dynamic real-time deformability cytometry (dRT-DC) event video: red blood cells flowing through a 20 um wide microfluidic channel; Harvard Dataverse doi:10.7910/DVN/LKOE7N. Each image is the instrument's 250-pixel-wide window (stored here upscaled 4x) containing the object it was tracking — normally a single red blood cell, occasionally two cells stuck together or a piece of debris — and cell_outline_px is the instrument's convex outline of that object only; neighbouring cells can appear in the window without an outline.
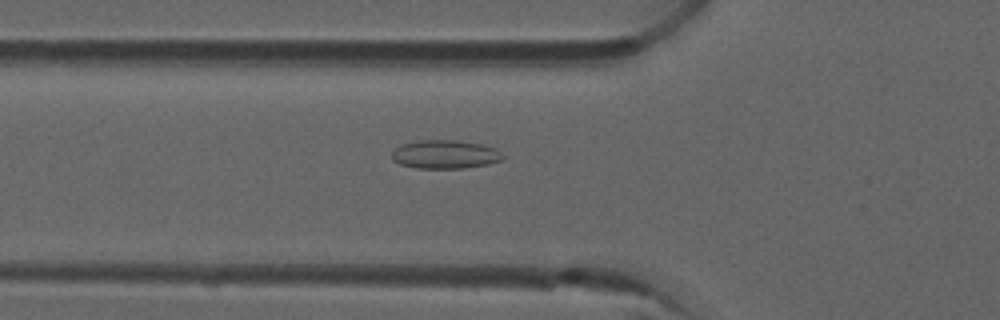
{"species": "common noctule bat (a hibernating species)", "species_latin": "Nyctalus noctula", "temperature_condition": "room temperature", "stored_images_in_passage": 45, "camera_frame_rate_fps": 3000, "um_per_image_px": 0.085, "animal": {"sex": "male", "forearm_length_mm": 52.5}, "frame": {"image": 1, "passage_image": 11, "time_ms": 3.333, "image_size_px": [1000, 320], "cell_outline_px": [[504, 156], [500, 160], [488, 164], [464, 168], [416, 168], [400, 164], [392, 160], [392, 152], [400, 144], [420, 140], [456, 140], [484, 144], [496, 148]], "centroid_in_image_um": [37.82, 13.11], "position_along_channel_um": 88.0, "area_um2": 18.55}}
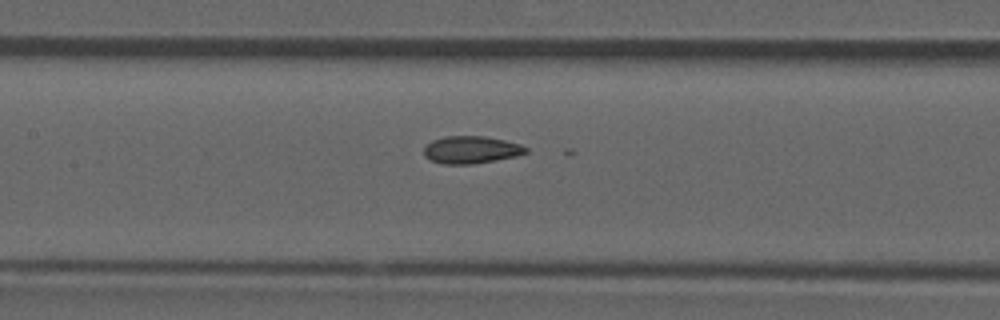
{"frame": {"image": 2, "passage_image": 17, "time_ms": 5.333, "image_size_px": [1000, 320], "cell_outline_px": [[528, 152], [516, 156], [496, 160], [472, 164], [444, 164], [432, 160], [424, 156], [424, 148], [432, 140], [444, 136], [484, 136], [504, 140], [520, 144], [528, 148]], "centroid_in_image_um": [40.05, 12.73], "position_along_channel_um": 167.3, "area_um2": 16.24}}
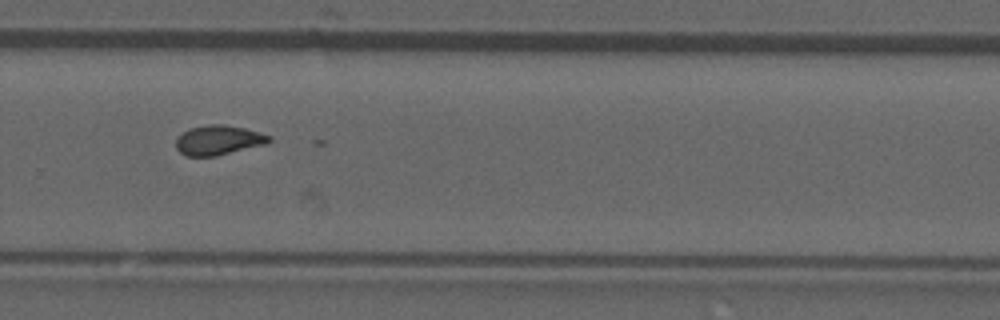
{"frame": {"image": 3, "passage_image": 28, "time_ms": 9.0, "image_size_px": [1000, 320], "cell_outline_px": [[272, 140], [268, 144], [216, 156], [184, 156], [176, 148], [176, 140], [188, 128], [208, 124], [224, 124], [244, 128], [260, 132], [272, 136]], "centroid_in_image_um": [18.61, 11.91], "position_along_channel_um": 311.2, "area_um2": 16.3}}